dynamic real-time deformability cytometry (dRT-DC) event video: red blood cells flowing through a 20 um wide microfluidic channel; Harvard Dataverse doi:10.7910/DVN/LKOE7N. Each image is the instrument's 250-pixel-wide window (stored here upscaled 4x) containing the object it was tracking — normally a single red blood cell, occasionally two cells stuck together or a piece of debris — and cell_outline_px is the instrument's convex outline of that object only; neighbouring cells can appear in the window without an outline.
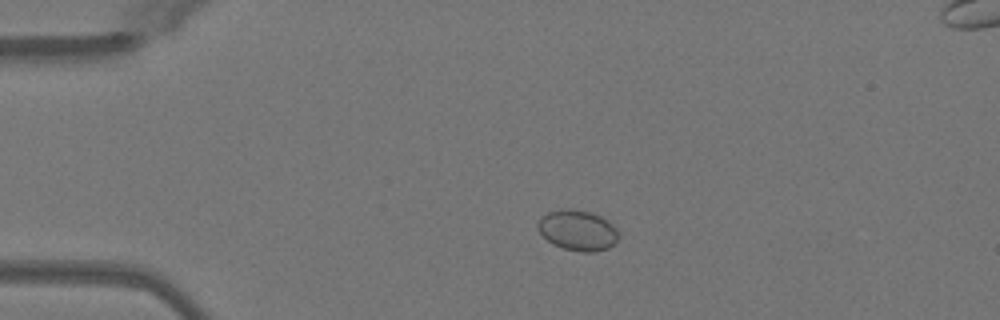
{"species": "Egyptian fruit bat (a non-hibernating species)", "species_latin": "Rousettus aegyptiacus", "temperature_condition": "warm", "stored_images_in_passage": 38, "camera_frame_rate_fps": 3000, "um_per_image_px": 0.085, "animal": {"sex": "female"}, "frame": {"image": 1, "passage_image": 10, "time_ms": 3.0, "image_size_px": [1000, 320], "cell_outline_px": [[620, 236], [616, 244], [608, 248], [596, 252], [580, 252], [564, 248], [552, 244], [536, 228], [536, 224], [540, 216], [548, 212], [568, 208], [592, 212], [608, 220], [616, 228]], "centroid_in_image_um": [49.12, 19.58], "position_along_channel_um": 35.9, "area_um2": 19.36}}
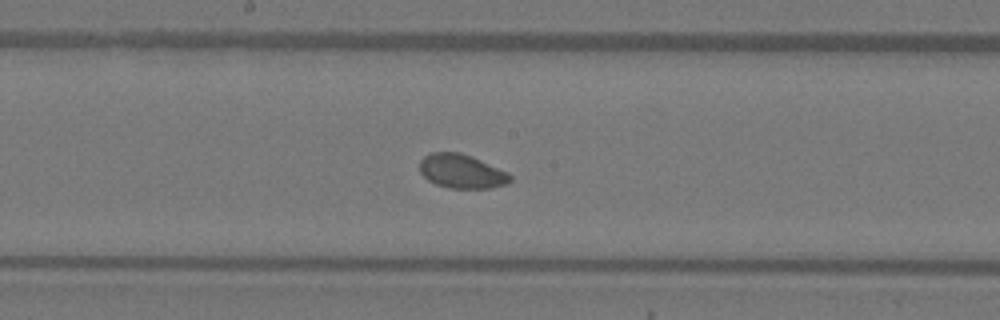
{"frame": {"image": 2, "passage_image": 26, "time_ms": 8.333, "image_size_px": [1000, 320], "cell_outline_px": [[512, 180], [508, 184], [488, 188], [452, 188], [436, 184], [428, 180], [420, 172], [420, 160], [424, 156], [432, 152], [460, 152], [472, 156], [508, 172], [512, 176]], "centroid_in_image_um": [39.26, 14.55], "position_along_channel_um": 208.9, "area_um2": 17.98}}
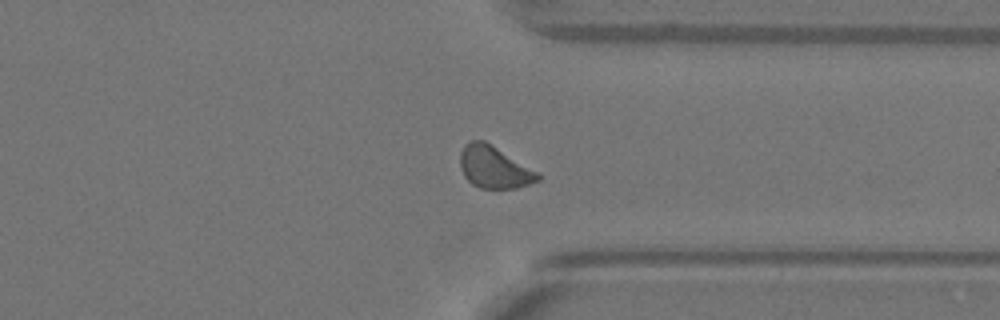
{"frame": {"image": 3, "passage_image": 38, "time_ms": 12.333, "image_size_px": [1000, 320], "cell_outline_px": [[540, 180], [516, 188], [480, 188], [472, 184], [464, 176], [460, 164], [460, 152], [464, 144], [472, 140], [484, 140], [540, 172]], "centroid_in_image_um": [42.01, 14.2], "position_along_channel_um": 369.4, "area_um2": 19.13}, "authors_computed_cell_mechanics": {"area_um2": 18.3515, "velocity_mm_per_s": 4.0325, "shape_relaxation_time_tau1_ms": 2.9288, "shape_relaxation_time_tau2_ms": null, "deformation_change_tau1": 0.0369, "deformation_change_tau2": null}}